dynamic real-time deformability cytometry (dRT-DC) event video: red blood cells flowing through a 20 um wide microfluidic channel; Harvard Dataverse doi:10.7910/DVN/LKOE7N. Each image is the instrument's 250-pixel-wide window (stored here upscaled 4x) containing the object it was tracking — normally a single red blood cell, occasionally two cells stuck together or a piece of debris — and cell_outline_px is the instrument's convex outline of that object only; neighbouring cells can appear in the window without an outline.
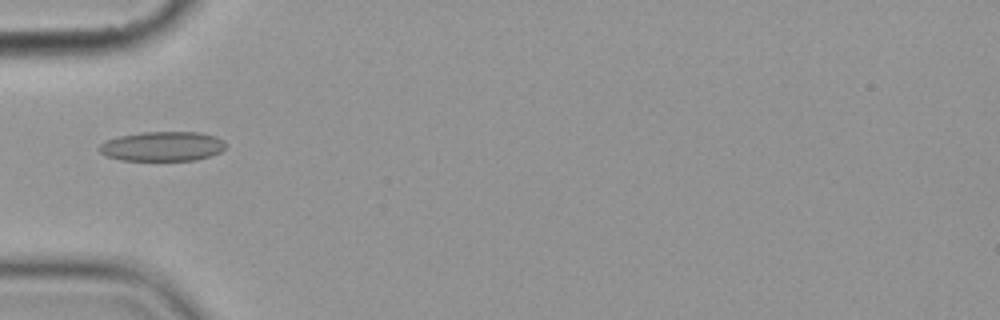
{"species": "common noctule bat (a hibernating species)", "species_latin": "Nyctalus noctula", "temperature_condition": "cold", "stored_images_in_passage": 6, "camera_frame_rate_fps": 3000, "um_per_image_px": 0.085, "animal": {"sex": "female", "body_mass_g": 19.9}, "frame": {"image": 1, "passage_image": 5, "time_ms": 5.0, "image_size_px": [1000, 320], "cell_outline_px": [[224, 148], [220, 152], [212, 156], [196, 160], [120, 160], [104, 156], [96, 148], [104, 140], [120, 136], [144, 132], [196, 132], [216, 136], [224, 140]], "centroid_in_image_um": [13.77, 12.44], "position_along_channel_um": 71.2, "area_um2": 21.96}}
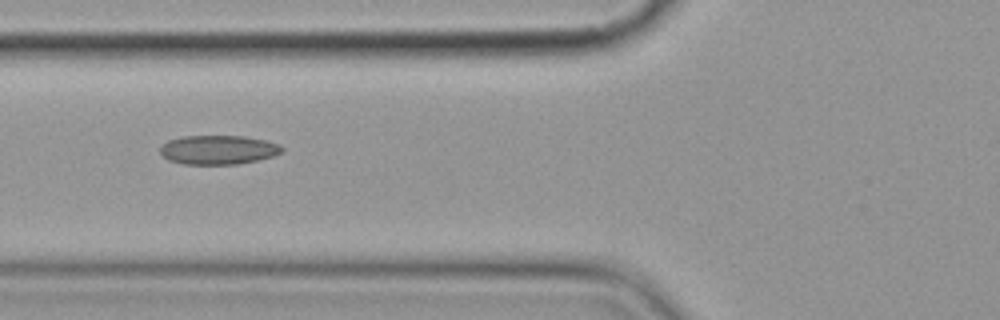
{"frame": {"image": 2, "passage_image": 6, "time_ms": 6.0, "image_size_px": [1000, 320], "cell_outline_px": [[284, 152], [272, 156], [256, 160], [236, 164], [184, 164], [168, 160], [160, 152], [160, 148], [168, 140], [184, 136], [244, 136], [264, 140], [280, 144], [284, 148]], "centroid_in_image_um": [18.57, 12.73], "position_along_channel_um": 107.2, "area_um2": 20.58}}